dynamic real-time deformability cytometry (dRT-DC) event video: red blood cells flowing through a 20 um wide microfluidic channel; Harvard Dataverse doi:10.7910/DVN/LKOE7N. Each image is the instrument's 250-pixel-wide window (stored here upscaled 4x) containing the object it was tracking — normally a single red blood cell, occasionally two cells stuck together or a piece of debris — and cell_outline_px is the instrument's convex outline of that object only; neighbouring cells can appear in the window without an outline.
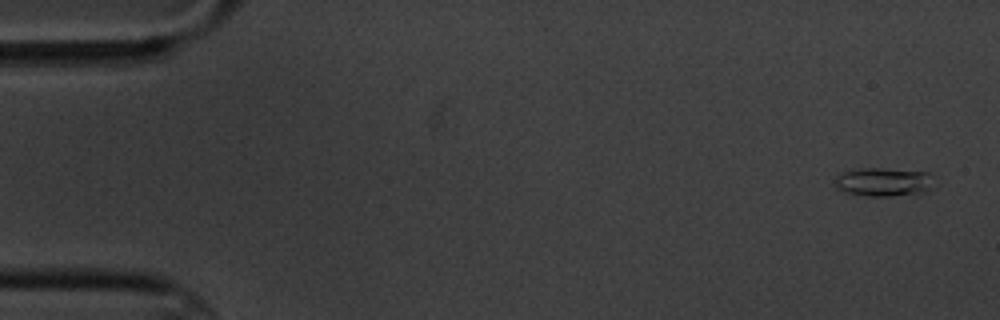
{"species": "common noctule bat (a hibernating species)", "species_latin": "Nyctalus noctula", "temperature_condition": "cold", "stored_images_in_passage": 5, "camera_frame_rate_fps": 3000, "um_per_image_px": 0.085, "animal": {"sex": "male", "body_mass_g": 20.1, "forearm_length_mm": 53.5}, "frame": {"image": 1, "passage_image": 1, "time_ms": 0.0, "image_size_px": [1000, 320], "cell_outline_px": [[932, 188], [928, 192], [888, 196], [868, 196], [848, 192], [836, 188], [832, 180], [840, 172], [860, 168], [880, 168], [928, 172], [932, 176]], "centroid_in_image_um": [75.08, 15.46], "position_along_channel_um": 9.9, "area_um2": 16.7}}